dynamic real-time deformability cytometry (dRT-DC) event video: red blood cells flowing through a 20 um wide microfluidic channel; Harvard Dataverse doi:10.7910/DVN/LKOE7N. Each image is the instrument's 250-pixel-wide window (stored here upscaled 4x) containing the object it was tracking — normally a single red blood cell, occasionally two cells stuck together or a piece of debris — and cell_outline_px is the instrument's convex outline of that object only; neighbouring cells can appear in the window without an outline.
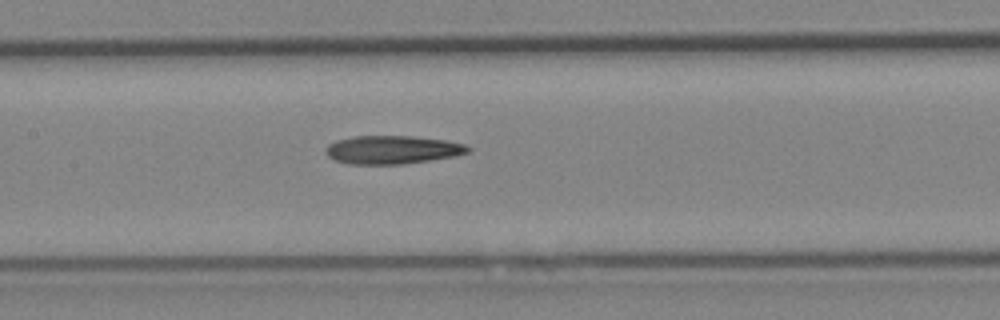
{"species": "Egyptian fruit bat (a non-hibernating species)", "species_latin": "Rousettus aegyptiacus", "temperature_condition": "cold", "stored_images_in_passage": 5, "camera_frame_rate_fps": 3000, "um_per_image_px": 0.085, "animal": {"sex": "female"}, "frame": {"image": 1, "passage_image": 5, "time_ms": 4.667, "image_size_px": [1000, 320], "cell_outline_px": [[472, 148], [468, 152], [456, 156], [404, 164], [348, 164], [336, 160], [328, 156], [324, 152], [328, 144], [336, 140], [352, 136], [412, 136], [444, 140], [464, 144]], "centroid_in_image_um": [33.33, 12.73], "position_along_channel_um": 174.1, "area_um2": 23.52}}